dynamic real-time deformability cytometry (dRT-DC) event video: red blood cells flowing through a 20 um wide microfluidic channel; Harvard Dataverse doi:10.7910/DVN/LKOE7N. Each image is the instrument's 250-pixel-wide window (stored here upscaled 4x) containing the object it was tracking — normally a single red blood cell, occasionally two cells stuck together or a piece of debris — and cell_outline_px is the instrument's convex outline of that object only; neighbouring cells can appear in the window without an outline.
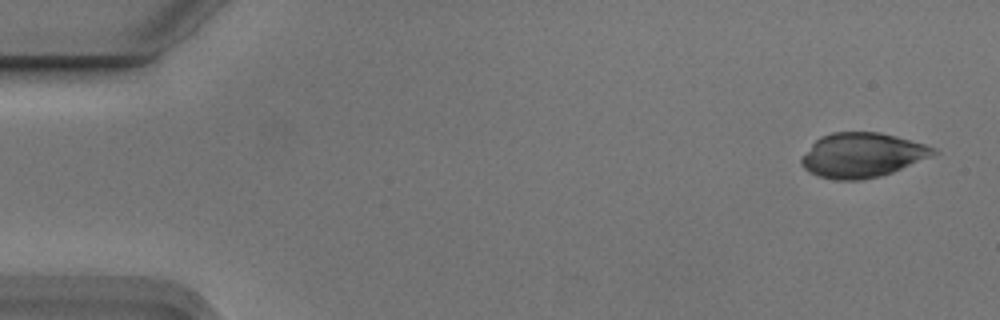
{"species": "Egyptian fruit bat (a non-hibernating species)", "species_latin": "Rousettus aegyptiacus", "temperature_condition": "cold", "stored_images_in_passage": 2, "camera_frame_rate_fps": 3000, "um_per_image_px": 0.085, "animal": {"sex": "male"}, "frame": {"image": 1, "passage_image": 2, "time_ms": 0.333, "image_size_px": [1000, 320], "cell_outline_px": [[940, 152], [932, 156], [892, 172], [880, 176], [860, 180], [836, 180], [820, 176], [808, 172], [800, 164], [800, 156], [820, 136], [832, 132], [880, 132], [896, 136], [924, 144], [936, 148]], "centroid_in_image_um": [73.26, 13.18], "position_along_channel_um": 11.7, "area_um2": 34.39}}